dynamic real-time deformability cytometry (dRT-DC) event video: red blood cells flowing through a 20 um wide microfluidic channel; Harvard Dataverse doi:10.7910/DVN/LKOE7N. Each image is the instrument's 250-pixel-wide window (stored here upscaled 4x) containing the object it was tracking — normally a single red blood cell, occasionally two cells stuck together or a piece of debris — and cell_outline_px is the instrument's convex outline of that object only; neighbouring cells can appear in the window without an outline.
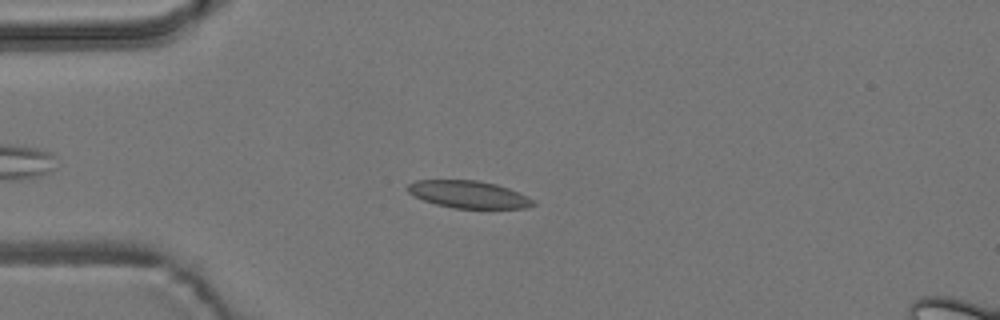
{"species": "common noctule bat (a hibernating species)", "species_latin": "Nyctalus noctula", "temperature_condition": "room temperature", "stored_images_in_passage": 5, "camera_frame_rate_fps": 3000, "um_per_image_px": 0.085, "animal": {"sex": "male", "body_mass_g": 19.2, "forearm_length_mm": 51.8}, "frame": {"image": 1, "passage_image": 4, "time_ms": 1.0, "image_size_px": [1000, 320], "cell_outline_px": [[536, 204], [528, 208], [452, 208], [436, 204], [424, 200], [408, 192], [404, 188], [408, 184], [416, 180], [476, 180], [496, 184], [508, 188], [528, 196]], "centroid_in_image_um": [39.81, 16.52], "position_along_channel_um": 45.2, "area_um2": 19.94}}